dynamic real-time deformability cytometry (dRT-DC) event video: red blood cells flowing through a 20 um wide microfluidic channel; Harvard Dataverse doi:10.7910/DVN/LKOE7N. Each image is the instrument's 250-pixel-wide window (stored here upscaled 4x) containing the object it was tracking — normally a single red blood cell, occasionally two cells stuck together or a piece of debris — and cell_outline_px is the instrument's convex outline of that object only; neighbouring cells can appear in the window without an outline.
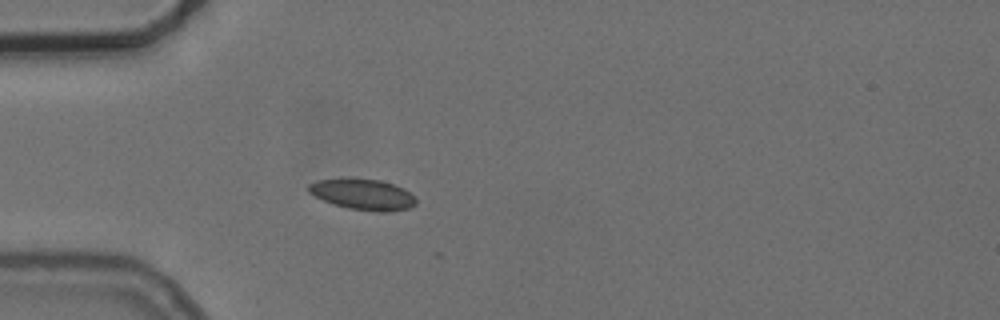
{"species": "common noctule bat (a hibernating species)", "species_latin": "Nyctalus noctula", "temperature_condition": "cold", "stored_images_in_passage": 3, "camera_frame_rate_fps": 3000, "um_per_image_px": 0.085, "animal": {"sex": "female", "body_mass_g": 24.6, "forearm_length_mm": 56.2}, "frame": {"image": 1, "passage_image": 3, "time_ms": 3.0, "image_size_px": [1000, 320], "cell_outline_px": [[416, 204], [408, 208], [388, 212], [376, 212], [348, 208], [332, 204], [308, 192], [308, 184], [316, 180], [380, 180], [404, 188], [416, 196]], "centroid_in_image_um": [30.89, 16.56], "position_along_channel_um": 54.1, "area_um2": 18.96}}